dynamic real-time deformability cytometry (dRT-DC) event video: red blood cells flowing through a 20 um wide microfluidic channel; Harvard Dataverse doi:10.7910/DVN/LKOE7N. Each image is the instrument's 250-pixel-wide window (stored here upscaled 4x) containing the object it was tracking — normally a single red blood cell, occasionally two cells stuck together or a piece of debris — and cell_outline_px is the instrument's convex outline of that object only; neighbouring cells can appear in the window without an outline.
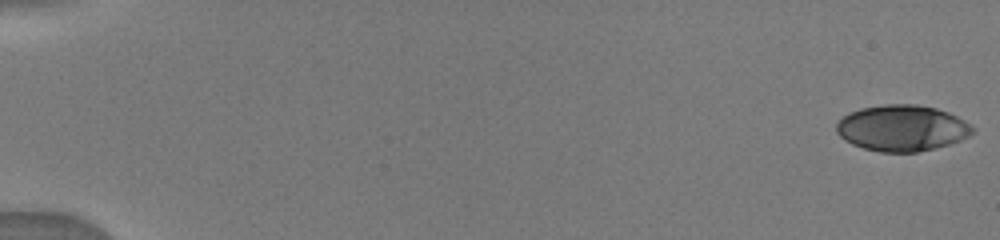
{"species": "human", "species_latin": "Homo sapiens", "temperature_condition": "warm", "stored_images_in_passage": 38, "camera_frame_rate_fps": 3000, "um_per_image_px": 0.085, "donor": {"sex": "male"}, "frame": {"image": 1, "passage_image": 1, "time_ms": 0.0, "image_size_px": [1000, 240], "cell_outline_px": [[976, 132], [960, 140], [948, 144], [916, 152], [880, 152], [864, 148], [852, 144], [844, 140], [836, 132], [836, 124], [844, 116], [860, 108], [884, 104], [916, 104], [936, 108], [948, 112], [964, 120], [976, 128]], "centroid_in_image_um": [76.68, 10.88], "position_along_channel_um": 8.3, "area_um2": 36.53}}
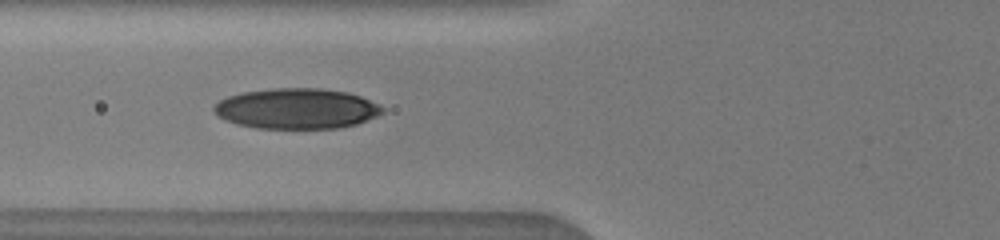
{"frame": {"image": 2, "passage_image": 17, "time_ms": 6.667, "image_size_px": [1000, 240], "cell_outline_px": [[384, 112], [376, 116], [356, 124], [340, 128], [256, 128], [236, 124], [212, 112], [212, 108], [220, 100], [228, 96], [244, 92], [272, 88], [320, 88], [348, 92], [360, 96], [380, 104], [384, 108]], "centroid_in_image_um": [25.23, 9.23], "position_along_channel_um": 100.6, "area_um2": 39.71}}
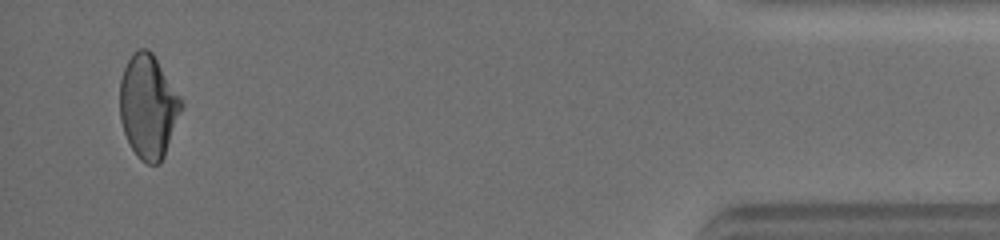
{"frame": {"image": 3, "passage_image": 38, "time_ms": 16.0, "image_size_px": [1000, 240], "cell_outline_px": [[184, 104], [164, 156], [160, 164], [148, 164], [140, 160], [136, 156], [124, 132], [120, 120], [120, 80], [124, 68], [132, 52], [140, 48], [148, 48], [152, 52], [180, 96]], "centroid_in_image_um": [12.59, 9.05], "position_along_channel_um": 422.6, "area_um2": 37.11}}